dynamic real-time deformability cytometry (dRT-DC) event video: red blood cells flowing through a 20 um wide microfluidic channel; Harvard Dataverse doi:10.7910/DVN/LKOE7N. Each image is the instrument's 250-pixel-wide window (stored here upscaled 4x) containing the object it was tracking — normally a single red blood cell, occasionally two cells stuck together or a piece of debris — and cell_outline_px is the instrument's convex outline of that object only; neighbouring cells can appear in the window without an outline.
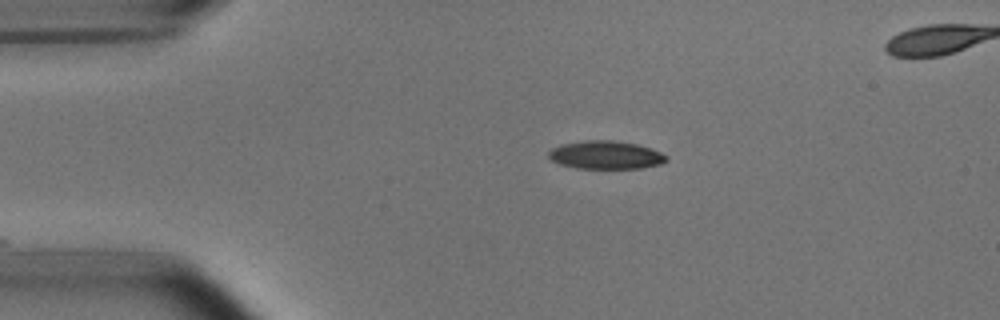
{"species": "common noctule bat (a hibernating species)", "species_latin": "Nyctalus noctula", "temperature_condition": "room temperature", "stored_images_in_passage": 42, "camera_frame_rate_fps": 3000, "um_per_image_px": 0.085, "animal": {"sex": "male", "body_mass_g": 15.6}, "frame": {"image": 1, "passage_image": 1, "time_ms": 0.0, "image_size_px": [1000, 320], "cell_outline_px": [[668, 160], [660, 164], [640, 168], [576, 168], [560, 164], [552, 160], [548, 156], [548, 152], [552, 148], [560, 144], [584, 140], [616, 140], [636, 144], [652, 148], [668, 156]], "centroid_in_image_um": [51.49, 13.16], "position_along_channel_um": 33.5, "area_um2": 19.42}}
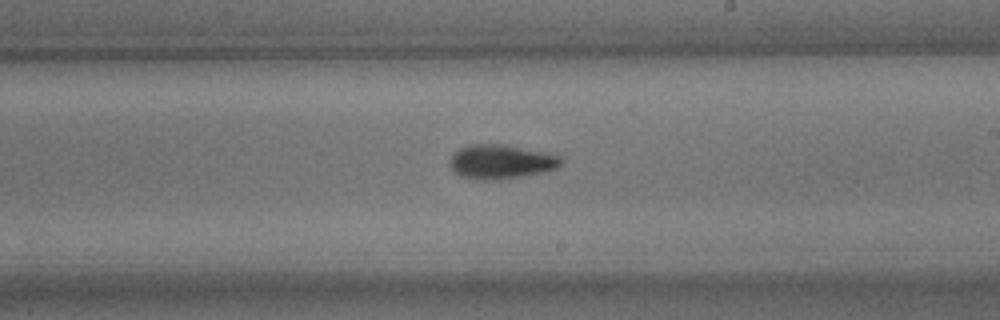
{"frame": {"image": 2, "passage_image": 21, "time_ms": 6.667, "image_size_px": [1000, 320], "cell_outline_px": [[560, 164], [556, 168], [544, 172], [524, 176], [496, 180], [484, 180], [460, 176], [448, 164], [448, 160], [460, 148], [472, 144], [504, 144], [560, 156]], "centroid_in_image_um": [42.55, 13.75], "position_along_channel_um": 246.5, "area_um2": 21.91}}
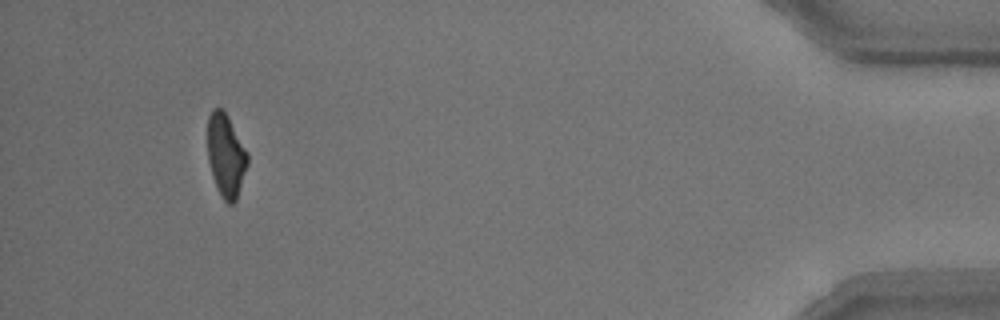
{"frame": {"image": 3, "passage_image": 40, "time_ms": 13.0, "image_size_px": [1000, 320], "cell_outline_px": [[248, 164], [236, 200], [232, 204], [228, 204], [224, 200], [212, 176], [208, 160], [208, 116], [212, 108], [220, 108], [228, 116], [248, 152]], "centroid_in_image_um": [19.21, 13.19], "position_along_channel_um": 416.0, "area_um2": 19.19}, "authors_computed_cell_mechanics": {"area_um2": 20.6057, "velocity_mm_per_s": 3.769, "shape_relaxation_time_tau1_ms": 4.5874, "shape_relaxation_time_tau2_ms": 5.8367, "deformation_change_tau1": 0.1441, "deformation_change_tau2": 0.1384}}